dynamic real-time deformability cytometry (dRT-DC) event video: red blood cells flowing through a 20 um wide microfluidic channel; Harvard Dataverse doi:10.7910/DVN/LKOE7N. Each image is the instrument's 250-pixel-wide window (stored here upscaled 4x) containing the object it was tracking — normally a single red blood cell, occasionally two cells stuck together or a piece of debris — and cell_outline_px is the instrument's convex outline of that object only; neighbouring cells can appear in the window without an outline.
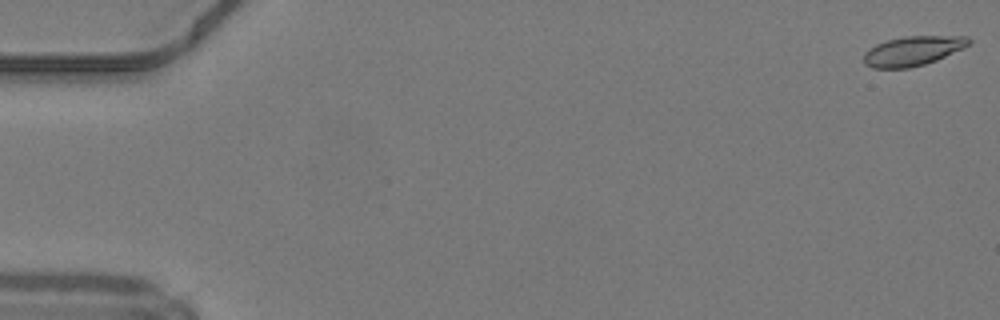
{"species": "common noctule bat (a hibernating species)", "species_latin": "Nyctalus noctula", "temperature_condition": "warm", "stored_images_in_passage": 50, "camera_frame_rate_fps": 3000, "um_per_image_px": 0.085, "animal": {"sex": "male", "body_mass_g": 19.2, "forearm_length_mm": 51.8}, "frame": {"image": 1, "passage_image": 1, "time_ms": 0.0, "image_size_px": [1000, 320], "cell_outline_px": [[972, 40], [964, 48], [936, 60], [924, 64], [908, 68], [872, 68], [864, 64], [864, 52], [876, 44], [888, 40], [904, 36], [968, 36]], "centroid_in_image_um": [77.59, 4.32], "position_along_channel_um": 7.4, "area_um2": 18.03}}
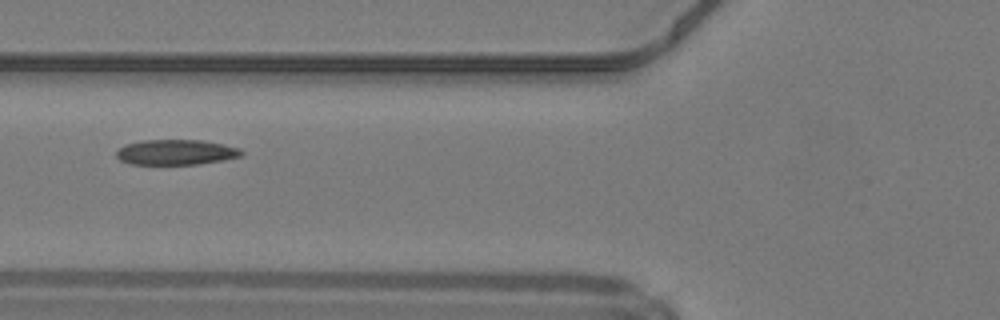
{"frame": {"image": 2, "passage_image": 20, "time_ms": 6.333, "image_size_px": [1000, 320], "cell_outline_px": [[244, 156], [224, 160], [196, 164], [132, 164], [120, 160], [116, 156], [116, 152], [124, 144], [140, 140], [204, 140], [224, 144], [240, 148], [244, 152]], "centroid_in_image_um": [14.99, 12.93], "position_along_channel_um": 110.8, "area_um2": 18.61}}
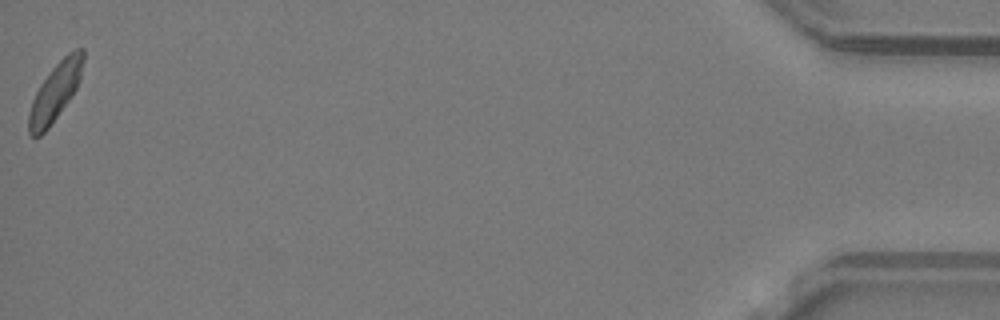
{"frame": {"image": 3, "passage_image": 50, "time_ms": 16.333, "image_size_px": [1000, 320], "cell_outline_px": [[84, 60], [80, 80], [72, 96], [48, 128], [40, 136], [32, 136], [28, 132], [28, 112], [32, 100], [40, 84], [52, 68], [68, 52], [76, 48], [84, 48]], "centroid_in_image_um": [4.7, 7.8], "position_along_channel_um": 430.5, "area_um2": 18.32}, "authors_computed_cell_mechanics": {"area_um2": 18.6116, "velocity_mm_per_s": 4.1973, "shape_relaxation_time_tau1_ms": 4.5932, "shape_relaxation_time_tau2_ms": 4.1258, "deformation_change_tau1": 0.1162, "deformation_change_tau2": 0.0966}}